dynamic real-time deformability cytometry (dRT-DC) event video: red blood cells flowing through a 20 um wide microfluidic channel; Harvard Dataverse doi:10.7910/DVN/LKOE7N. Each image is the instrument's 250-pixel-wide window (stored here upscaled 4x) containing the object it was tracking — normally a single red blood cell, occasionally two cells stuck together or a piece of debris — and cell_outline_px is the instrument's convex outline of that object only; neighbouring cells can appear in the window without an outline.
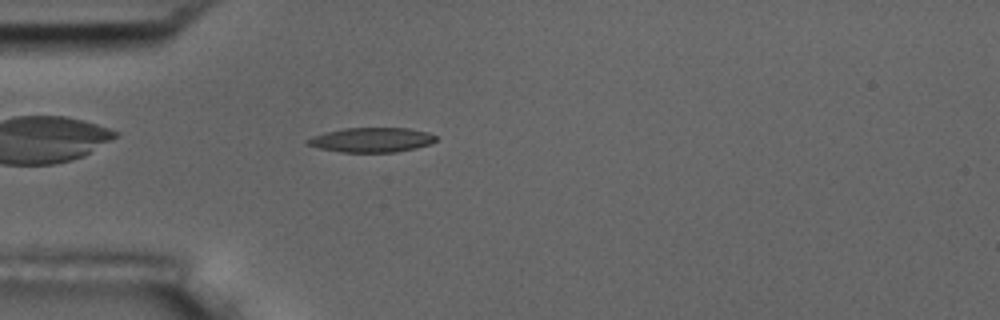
{"species": "common noctule bat (a hibernating species)", "species_latin": "Nyctalus noctula", "temperature_condition": "room temperature", "stored_images_in_passage": 2, "camera_frame_rate_fps": 3000, "um_per_image_px": 0.085, "animal": {"sex": "male", "body_mass_g": 17.5, "forearm_length_mm": 52.3}, "frame": {"image": 1, "passage_image": 2, "time_ms": 1.0, "image_size_px": [1000, 320], "cell_outline_px": [[436, 140], [428, 144], [416, 148], [396, 152], [340, 152], [320, 148], [304, 144], [304, 140], [312, 136], [324, 132], [344, 128], [408, 128], [428, 132], [436, 136]], "centroid_in_image_um": [31.53, 11.89], "position_along_channel_um": 53.5, "area_um2": 18.5}}